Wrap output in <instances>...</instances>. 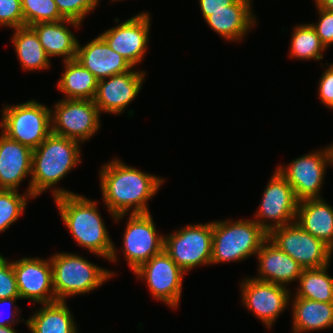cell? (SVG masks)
Returning <instances> with one entry per match:
<instances>
[{
    "instance_id": "4dcf8cb0",
    "label": "cell",
    "mask_w": 333,
    "mask_h": 333,
    "mask_svg": "<svg viewBox=\"0 0 333 333\" xmlns=\"http://www.w3.org/2000/svg\"><path fill=\"white\" fill-rule=\"evenodd\" d=\"M24 26L37 23L58 22L65 19L54 0H21Z\"/></svg>"
},
{
    "instance_id": "d6a6232c",
    "label": "cell",
    "mask_w": 333,
    "mask_h": 333,
    "mask_svg": "<svg viewBox=\"0 0 333 333\" xmlns=\"http://www.w3.org/2000/svg\"><path fill=\"white\" fill-rule=\"evenodd\" d=\"M0 26L11 29L24 26L21 0H0Z\"/></svg>"
},
{
    "instance_id": "f35d334b",
    "label": "cell",
    "mask_w": 333,
    "mask_h": 333,
    "mask_svg": "<svg viewBox=\"0 0 333 333\" xmlns=\"http://www.w3.org/2000/svg\"><path fill=\"white\" fill-rule=\"evenodd\" d=\"M316 7L333 12V0H315Z\"/></svg>"
},
{
    "instance_id": "d4e9b609",
    "label": "cell",
    "mask_w": 333,
    "mask_h": 333,
    "mask_svg": "<svg viewBox=\"0 0 333 333\" xmlns=\"http://www.w3.org/2000/svg\"><path fill=\"white\" fill-rule=\"evenodd\" d=\"M291 298L293 333L317 331L333 327V303Z\"/></svg>"
},
{
    "instance_id": "7402d4cb",
    "label": "cell",
    "mask_w": 333,
    "mask_h": 333,
    "mask_svg": "<svg viewBox=\"0 0 333 333\" xmlns=\"http://www.w3.org/2000/svg\"><path fill=\"white\" fill-rule=\"evenodd\" d=\"M69 24L80 29V22L63 19L58 22L37 23L30 26L37 34L47 56L63 57V62L76 58L78 42L75 34L70 31Z\"/></svg>"
},
{
    "instance_id": "7a4b0ae2",
    "label": "cell",
    "mask_w": 333,
    "mask_h": 333,
    "mask_svg": "<svg viewBox=\"0 0 333 333\" xmlns=\"http://www.w3.org/2000/svg\"><path fill=\"white\" fill-rule=\"evenodd\" d=\"M80 144L77 140L51 133L32 152L31 180L26 192L34 199L48 189H53V198L76 194L55 185L82 162Z\"/></svg>"
},
{
    "instance_id": "484cf974",
    "label": "cell",
    "mask_w": 333,
    "mask_h": 333,
    "mask_svg": "<svg viewBox=\"0 0 333 333\" xmlns=\"http://www.w3.org/2000/svg\"><path fill=\"white\" fill-rule=\"evenodd\" d=\"M62 77L59 78L57 89L64 99L93 100L98 86V79L76 59L63 62Z\"/></svg>"
},
{
    "instance_id": "52a82bcc",
    "label": "cell",
    "mask_w": 333,
    "mask_h": 333,
    "mask_svg": "<svg viewBox=\"0 0 333 333\" xmlns=\"http://www.w3.org/2000/svg\"><path fill=\"white\" fill-rule=\"evenodd\" d=\"M213 222L188 224L164 235V250L185 272L211 265Z\"/></svg>"
},
{
    "instance_id": "7c38bea8",
    "label": "cell",
    "mask_w": 333,
    "mask_h": 333,
    "mask_svg": "<svg viewBox=\"0 0 333 333\" xmlns=\"http://www.w3.org/2000/svg\"><path fill=\"white\" fill-rule=\"evenodd\" d=\"M133 274L144 280L150 294L169 308L176 309L182 297L185 272L163 250L142 264Z\"/></svg>"
},
{
    "instance_id": "ba28073f",
    "label": "cell",
    "mask_w": 333,
    "mask_h": 333,
    "mask_svg": "<svg viewBox=\"0 0 333 333\" xmlns=\"http://www.w3.org/2000/svg\"><path fill=\"white\" fill-rule=\"evenodd\" d=\"M328 164L333 166V144L293 159L286 166L280 164L276 169L293 187L297 200L302 201L322 198L320 190Z\"/></svg>"
},
{
    "instance_id": "e0dca14e",
    "label": "cell",
    "mask_w": 333,
    "mask_h": 333,
    "mask_svg": "<svg viewBox=\"0 0 333 333\" xmlns=\"http://www.w3.org/2000/svg\"><path fill=\"white\" fill-rule=\"evenodd\" d=\"M132 68L122 74L113 75L98 81L93 99L100 113L119 115L138 96L142 89L145 71Z\"/></svg>"
},
{
    "instance_id": "6da1fadb",
    "label": "cell",
    "mask_w": 333,
    "mask_h": 333,
    "mask_svg": "<svg viewBox=\"0 0 333 333\" xmlns=\"http://www.w3.org/2000/svg\"><path fill=\"white\" fill-rule=\"evenodd\" d=\"M104 206L117 221L129 214L150 213L148 201L159 192L165 179L129 166L118 158L99 170Z\"/></svg>"
},
{
    "instance_id": "5bb4252c",
    "label": "cell",
    "mask_w": 333,
    "mask_h": 333,
    "mask_svg": "<svg viewBox=\"0 0 333 333\" xmlns=\"http://www.w3.org/2000/svg\"><path fill=\"white\" fill-rule=\"evenodd\" d=\"M241 302L270 330L288 308L291 290L285 286L244 278L240 284Z\"/></svg>"
},
{
    "instance_id": "8fae6325",
    "label": "cell",
    "mask_w": 333,
    "mask_h": 333,
    "mask_svg": "<svg viewBox=\"0 0 333 333\" xmlns=\"http://www.w3.org/2000/svg\"><path fill=\"white\" fill-rule=\"evenodd\" d=\"M298 203L293 187L276 169L266 185L253 220L269 233L274 228L295 222Z\"/></svg>"
},
{
    "instance_id": "f546056e",
    "label": "cell",
    "mask_w": 333,
    "mask_h": 333,
    "mask_svg": "<svg viewBox=\"0 0 333 333\" xmlns=\"http://www.w3.org/2000/svg\"><path fill=\"white\" fill-rule=\"evenodd\" d=\"M33 197L25 191L0 189V232L6 231L18 218L23 215L28 199Z\"/></svg>"
},
{
    "instance_id": "f1b7e54d",
    "label": "cell",
    "mask_w": 333,
    "mask_h": 333,
    "mask_svg": "<svg viewBox=\"0 0 333 333\" xmlns=\"http://www.w3.org/2000/svg\"><path fill=\"white\" fill-rule=\"evenodd\" d=\"M289 57L299 60H322L326 51L314 27L308 24H299L292 30Z\"/></svg>"
},
{
    "instance_id": "2e32d148",
    "label": "cell",
    "mask_w": 333,
    "mask_h": 333,
    "mask_svg": "<svg viewBox=\"0 0 333 333\" xmlns=\"http://www.w3.org/2000/svg\"><path fill=\"white\" fill-rule=\"evenodd\" d=\"M21 299L45 304L56 302L49 259L23 257L12 261Z\"/></svg>"
},
{
    "instance_id": "83f0119b",
    "label": "cell",
    "mask_w": 333,
    "mask_h": 333,
    "mask_svg": "<svg viewBox=\"0 0 333 333\" xmlns=\"http://www.w3.org/2000/svg\"><path fill=\"white\" fill-rule=\"evenodd\" d=\"M329 267L303 269L298 288L292 294L313 301L333 303V277L328 275Z\"/></svg>"
},
{
    "instance_id": "ac0fdd59",
    "label": "cell",
    "mask_w": 333,
    "mask_h": 333,
    "mask_svg": "<svg viewBox=\"0 0 333 333\" xmlns=\"http://www.w3.org/2000/svg\"><path fill=\"white\" fill-rule=\"evenodd\" d=\"M75 59L98 80L125 73L133 68L122 55L112 50L100 35L83 46L78 42Z\"/></svg>"
},
{
    "instance_id": "44dd1931",
    "label": "cell",
    "mask_w": 333,
    "mask_h": 333,
    "mask_svg": "<svg viewBox=\"0 0 333 333\" xmlns=\"http://www.w3.org/2000/svg\"><path fill=\"white\" fill-rule=\"evenodd\" d=\"M251 0H236L232 5L212 12L205 21L210 28L227 41H241L256 25Z\"/></svg>"
},
{
    "instance_id": "e575fe53",
    "label": "cell",
    "mask_w": 333,
    "mask_h": 333,
    "mask_svg": "<svg viewBox=\"0 0 333 333\" xmlns=\"http://www.w3.org/2000/svg\"><path fill=\"white\" fill-rule=\"evenodd\" d=\"M318 11V23H310L320 37L322 44L327 49L333 44V12L316 7Z\"/></svg>"
},
{
    "instance_id": "4fadbf2b",
    "label": "cell",
    "mask_w": 333,
    "mask_h": 333,
    "mask_svg": "<svg viewBox=\"0 0 333 333\" xmlns=\"http://www.w3.org/2000/svg\"><path fill=\"white\" fill-rule=\"evenodd\" d=\"M122 252L132 273L164 250V235L158 234L151 213L129 214Z\"/></svg>"
},
{
    "instance_id": "8d00e7d4",
    "label": "cell",
    "mask_w": 333,
    "mask_h": 333,
    "mask_svg": "<svg viewBox=\"0 0 333 333\" xmlns=\"http://www.w3.org/2000/svg\"><path fill=\"white\" fill-rule=\"evenodd\" d=\"M18 299H21V298L13 297V298L0 299V308L1 307L4 308L5 306L9 305L10 309H14L13 312H10L9 314H7L8 316L5 315L6 317H4V318L3 317L1 318V316H2L1 313L4 312V311H2L3 308L0 309V326H14V323H18L21 321L20 317H19V314L21 313V311L15 305L16 304L15 302ZM13 306H14V308H13ZM16 314L18 315V317Z\"/></svg>"
},
{
    "instance_id": "ffe728a7",
    "label": "cell",
    "mask_w": 333,
    "mask_h": 333,
    "mask_svg": "<svg viewBox=\"0 0 333 333\" xmlns=\"http://www.w3.org/2000/svg\"><path fill=\"white\" fill-rule=\"evenodd\" d=\"M0 133V189L18 190L31 177L33 150Z\"/></svg>"
},
{
    "instance_id": "30bf717a",
    "label": "cell",
    "mask_w": 333,
    "mask_h": 333,
    "mask_svg": "<svg viewBox=\"0 0 333 333\" xmlns=\"http://www.w3.org/2000/svg\"><path fill=\"white\" fill-rule=\"evenodd\" d=\"M268 239L290 255L303 269L330 265L333 250L306 232L297 222L272 229Z\"/></svg>"
},
{
    "instance_id": "9a60e30c",
    "label": "cell",
    "mask_w": 333,
    "mask_h": 333,
    "mask_svg": "<svg viewBox=\"0 0 333 333\" xmlns=\"http://www.w3.org/2000/svg\"><path fill=\"white\" fill-rule=\"evenodd\" d=\"M151 16L143 11L99 34L109 47L122 55L132 67L144 59L151 26Z\"/></svg>"
},
{
    "instance_id": "603a6c76",
    "label": "cell",
    "mask_w": 333,
    "mask_h": 333,
    "mask_svg": "<svg viewBox=\"0 0 333 333\" xmlns=\"http://www.w3.org/2000/svg\"><path fill=\"white\" fill-rule=\"evenodd\" d=\"M295 222L333 250V206L323 197L299 201Z\"/></svg>"
},
{
    "instance_id": "d590c367",
    "label": "cell",
    "mask_w": 333,
    "mask_h": 333,
    "mask_svg": "<svg viewBox=\"0 0 333 333\" xmlns=\"http://www.w3.org/2000/svg\"><path fill=\"white\" fill-rule=\"evenodd\" d=\"M326 65L328 67L322 73L318 83V95L324 106L333 109V63L329 65L327 62Z\"/></svg>"
},
{
    "instance_id": "4316f807",
    "label": "cell",
    "mask_w": 333,
    "mask_h": 333,
    "mask_svg": "<svg viewBox=\"0 0 333 333\" xmlns=\"http://www.w3.org/2000/svg\"><path fill=\"white\" fill-rule=\"evenodd\" d=\"M13 30L11 42L23 70L31 72L50 68V58L41 45L36 32L30 26L18 27Z\"/></svg>"
},
{
    "instance_id": "3957f363",
    "label": "cell",
    "mask_w": 333,
    "mask_h": 333,
    "mask_svg": "<svg viewBox=\"0 0 333 333\" xmlns=\"http://www.w3.org/2000/svg\"><path fill=\"white\" fill-rule=\"evenodd\" d=\"M54 201L65 227L80 247L109 262H117V249L98 211L97 201L81 194L59 196Z\"/></svg>"
},
{
    "instance_id": "d6986e66",
    "label": "cell",
    "mask_w": 333,
    "mask_h": 333,
    "mask_svg": "<svg viewBox=\"0 0 333 333\" xmlns=\"http://www.w3.org/2000/svg\"><path fill=\"white\" fill-rule=\"evenodd\" d=\"M256 256L259 275L252 277L253 279L285 287L299 280L303 268L268 238L262 243Z\"/></svg>"
},
{
    "instance_id": "5b68a950",
    "label": "cell",
    "mask_w": 333,
    "mask_h": 333,
    "mask_svg": "<svg viewBox=\"0 0 333 333\" xmlns=\"http://www.w3.org/2000/svg\"><path fill=\"white\" fill-rule=\"evenodd\" d=\"M268 233L254 220L213 221L211 265L254 256Z\"/></svg>"
},
{
    "instance_id": "9c48e42d",
    "label": "cell",
    "mask_w": 333,
    "mask_h": 333,
    "mask_svg": "<svg viewBox=\"0 0 333 333\" xmlns=\"http://www.w3.org/2000/svg\"><path fill=\"white\" fill-rule=\"evenodd\" d=\"M51 108V133L84 143L100 129L101 113L93 100L61 99Z\"/></svg>"
},
{
    "instance_id": "1f68e13d",
    "label": "cell",
    "mask_w": 333,
    "mask_h": 333,
    "mask_svg": "<svg viewBox=\"0 0 333 333\" xmlns=\"http://www.w3.org/2000/svg\"><path fill=\"white\" fill-rule=\"evenodd\" d=\"M60 14L65 19L80 22L89 12H92L100 0H54Z\"/></svg>"
},
{
    "instance_id": "ab89813d",
    "label": "cell",
    "mask_w": 333,
    "mask_h": 333,
    "mask_svg": "<svg viewBox=\"0 0 333 333\" xmlns=\"http://www.w3.org/2000/svg\"><path fill=\"white\" fill-rule=\"evenodd\" d=\"M0 333H18L14 326H0Z\"/></svg>"
},
{
    "instance_id": "836d02e7",
    "label": "cell",
    "mask_w": 333,
    "mask_h": 333,
    "mask_svg": "<svg viewBox=\"0 0 333 333\" xmlns=\"http://www.w3.org/2000/svg\"><path fill=\"white\" fill-rule=\"evenodd\" d=\"M20 297L12 261L0 254V299Z\"/></svg>"
},
{
    "instance_id": "277c9868",
    "label": "cell",
    "mask_w": 333,
    "mask_h": 333,
    "mask_svg": "<svg viewBox=\"0 0 333 333\" xmlns=\"http://www.w3.org/2000/svg\"><path fill=\"white\" fill-rule=\"evenodd\" d=\"M50 262L57 301H67V297L89 293L116 274L75 253L57 252L50 257Z\"/></svg>"
},
{
    "instance_id": "74e56055",
    "label": "cell",
    "mask_w": 333,
    "mask_h": 333,
    "mask_svg": "<svg viewBox=\"0 0 333 333\" xmlns=\"http://www.w3.org/2000/svg\"><path fill=\"white\" fill-rule=\"evenodd\" d=\"M236 0H199L200 9L204 20L212 14L222 9H226V6L232 5Z\"/></svg>"
},
{
    "instance_id": "8992f818",
    "label": "cell",
    "mask_w": 333,
    "mask_h": 333,
    "mask_svg": "<svg viewBox=\"0 0 333 333\" xmlns=\"http://www.w3.org/2000/svg\"><path fill=\"white\" fill-rule=\"evenodd\" d=\"M1 115V131L32 150L51 134V108L36 100L12 106L7 104Z\"/></svg>"
},
{
    "instance_id": "cb8c5ba5",
    "label": "cell",
    "mask_w": 333,
    "mask_h": 333,
    "mask_svg": "<svg viewBox=\"0 0 333 333\" xmlns=\"http://www.w3.org/2000/svg\"><path fill=\"white\" fill-rule=\"evenodd\" d=\"M41 306L27 320L21 319L31 333H79L67 301L45 303Z\"/></svg>"
}]
</instances>
